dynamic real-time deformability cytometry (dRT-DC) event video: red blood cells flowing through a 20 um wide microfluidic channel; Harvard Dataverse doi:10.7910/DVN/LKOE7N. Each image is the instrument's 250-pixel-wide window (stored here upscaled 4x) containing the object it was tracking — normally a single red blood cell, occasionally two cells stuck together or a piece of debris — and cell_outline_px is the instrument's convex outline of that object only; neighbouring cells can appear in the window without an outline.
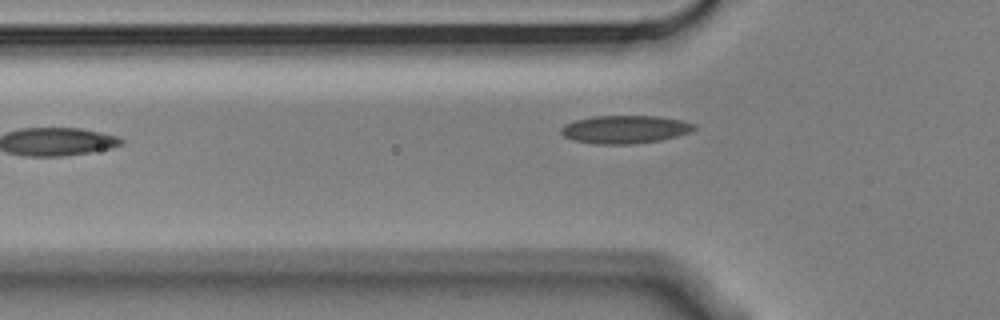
{"species": "Egyptian fruit bat (a non-hibernating species)", "species_latin": "Rousettus aegyptiacus", "temperature_condition": "cold", "stored_images_in_passage": 4, "camera_frame_rate_fps": 3000, "um_per_image_px": 0.085, "animal": {"sex": "male"}, "frame": {"image": 1, "passage_image": 4, "time_ms": 1.0, "image_size_px": [1000, 320], "cell_outline_px": [[696, 128], [692, 132], [660, 140], [632, 144], [596, 144], [572, 140], [564, 136], [560, 132], [560, 128], [564, 124], [576, 120], [592, 116], [660, 116], [684, 120], [696, 124]], "centroid_in_image_um": [53.14, 10.99], "position_along_channel_um": 72.7, "area_um2": 21.96}}